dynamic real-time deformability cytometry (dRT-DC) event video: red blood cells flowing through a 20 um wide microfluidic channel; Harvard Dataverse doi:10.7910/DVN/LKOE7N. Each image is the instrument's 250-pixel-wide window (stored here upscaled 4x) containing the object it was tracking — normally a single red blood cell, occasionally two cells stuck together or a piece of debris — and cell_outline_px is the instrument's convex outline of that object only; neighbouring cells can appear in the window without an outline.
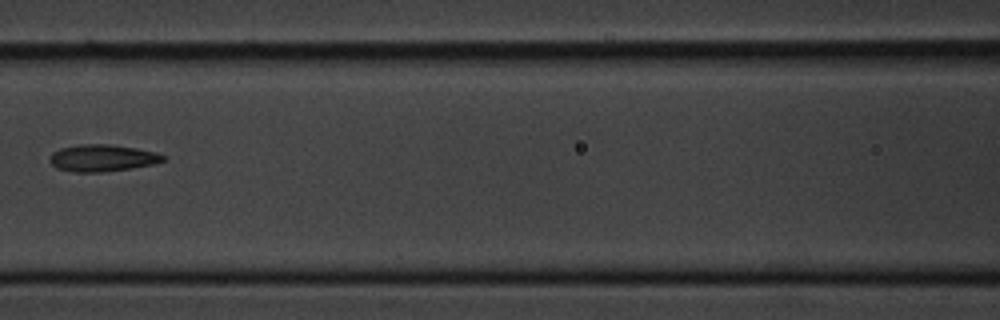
{"species": "common noctule bat (a hibernating species)", "species_latin": "Nyctalus noctula", "temperature_condition": "cold", "stored_images_in_passage": 9, "camera_frame_rate_fps": 3000, "um_per_image_px": 0.085, "animal": {"sex": "male", "body_mass_g": 20.1, "forearm_length_mm": 53.5}, "frame": {"image": 1, "passage_image": 6, "time_ms": 7.0, "image_size_px": [1000, 320], "cell_outline_px": [[168, 156], [164, 160], [152, 164], [132, 168], [100, 172], [76, 172], [56, 168], [48, 160], [52, 152], [60, 148], [84, 144], [112, 144], [136, 148], [156, 152]], "centroid_in_image_um": [8.7, 13.42], "position_along_channel_um": 157.9, "area_um2": 17.8}}
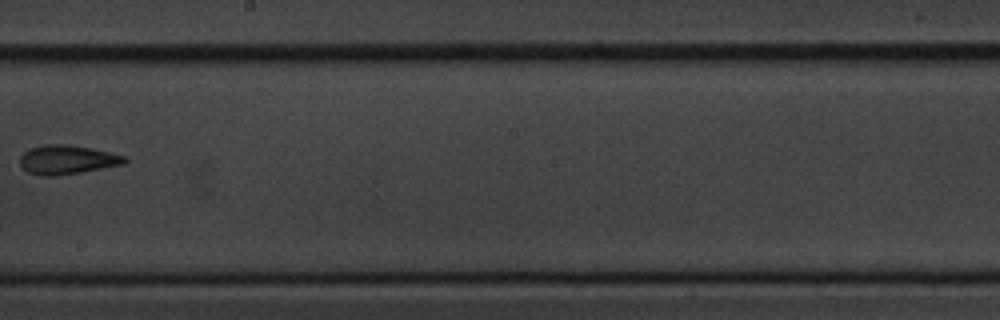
{"frame": {"image": 2, "passage_image": 8, "time_ms": 9.333, "image_size_px": [1000, 320], "cell_outline_px": [[128, 160], [124, 164], [80, 172], [56, 176], [40, 176], [28, 172], [20, 164], [20, 156], [28, 148], [44, 144], [64, 144], [88, 148], [108, 152], [124, 156]], "centroid_in_image_um": [5.65, 13.58], "position_along_channel_um": 242.5, "area_um2": 17.57}}
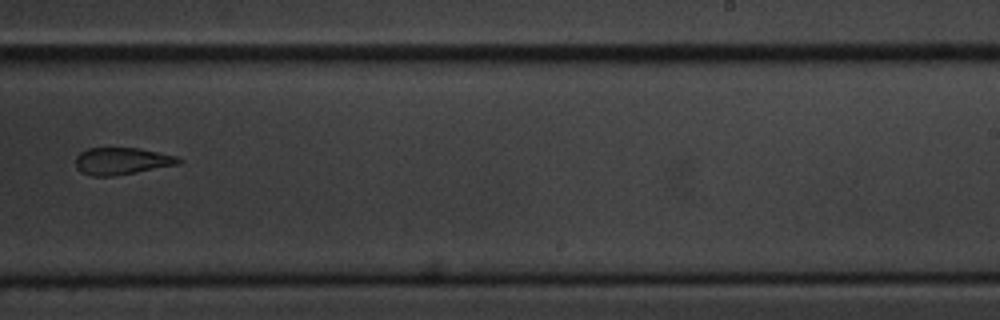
{"frame": {"image": 3, "passage_image": 9, "time_ms": 10.333, "image_size_px": [1000, 320], "cell_outline_px": [[180, 164], [112, 176], [92, 176], [80, 172], [76, 168], [76, 156], [80, 152], [88, 148], [140, 148], [176, 156], [180, 160]], "centroid_in_image_um": [10.31, 13.69], "position_along_channel_um": 278.7, "area_um2": 16.13}}